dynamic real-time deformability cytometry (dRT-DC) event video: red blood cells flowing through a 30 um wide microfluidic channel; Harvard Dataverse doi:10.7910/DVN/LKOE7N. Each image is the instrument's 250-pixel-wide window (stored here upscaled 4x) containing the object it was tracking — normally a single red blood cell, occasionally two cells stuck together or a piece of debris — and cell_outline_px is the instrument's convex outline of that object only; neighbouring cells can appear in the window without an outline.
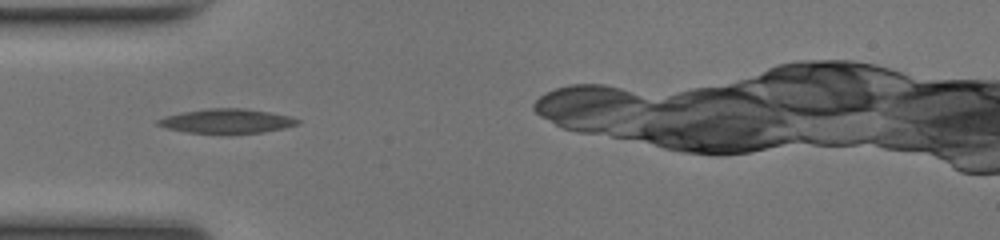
{"species": "common noctule bat (a hibernating species)", "species_latin": "Nyctalus noctula", "temperature_condition": "room temperature", "stored_images_in_passage": 32, "camera_frame_rate_fps": 3000, "um_per_image_px": 0.085, "animal": {"sex": "female", "body_mass_g": 17.0, "forearm_length_mm": 48.0}, "frame": {"image": 1, "passage_image": 7, "time_ms": 2.0, "image_size_px": [1000, 240], "cell_outline_px": [[300, 124], [284, 128], [264, 132], [188, 132], [168, 128], [156, 124], [156, 120], [164, 116], [180, 112], [208, 108], [244, 108], [268, 112], [288, 116], [300, 120]], "centroid_in_image_um": [19.26, 10.27], "position_along_channel_um": 65.7, "area_um2": 19.42}}
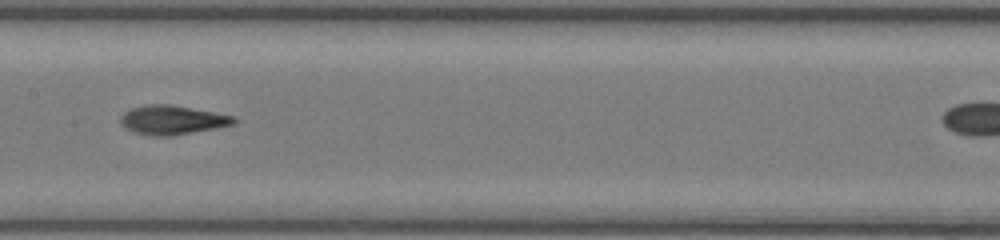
{"frame": {"image": 2, "passage_image": 16, "time_ms": 5.0, "image_size_px": [1000, 240], "cell_outline_px": [[240, 120], [236, 124], [216, 128], [172, 136], [152, 136], [132, 132], [124, 128], [120, 124], [120, 116], [124, 112], [132, 108], [148, 104], [168, 104], [236, 116]], "centroid_in_image_um": [14.65, 10.21], "position_along_channel_um": 192.7, "area_um2": 19.48}}
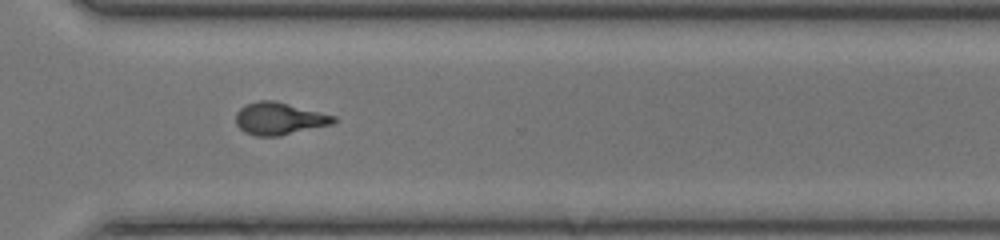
{"frame": {"image": 3, "passage_image": 27, "time_ms": 8.667, "image_size_px": [1000, 240], "cell_outline_px": [[336, 120], [332, 124], [280, 136], [256, 136], [244, 132], [236, 124], [236, 112], [244, 104], [256, 100], [276, 100], [336, 116]], "centroid_in_image_um": [23.71, 10.07], "position_along_channel_um": 346.9, "area_um2": 18.61}}